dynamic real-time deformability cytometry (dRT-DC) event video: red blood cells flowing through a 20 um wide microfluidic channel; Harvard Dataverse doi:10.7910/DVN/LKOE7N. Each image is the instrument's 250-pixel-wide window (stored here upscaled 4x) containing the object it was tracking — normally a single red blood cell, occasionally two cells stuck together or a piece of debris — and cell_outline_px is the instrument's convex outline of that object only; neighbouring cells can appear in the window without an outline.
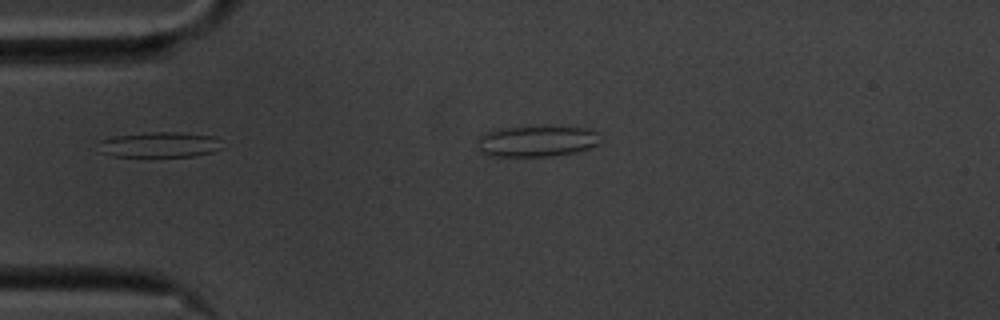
{"species": "common noctule bat (a hibernating species)", "species_latin": "Nyctalus noctula", "temperature_condition": "cold", "stored_images_in_passage": 4, "camera_frame_rate_fps": 3000, "um_per_image_px": 0.085, "animal": {"sex": "male", "body_mass_g": 20.1, "forearm_length_mm": 53.5}, "frame": {"image": 1, "passage_image": 1, "time_ms": 0.0, "image_size_px": [1000, 320], "cell_outline_px": [[224, 148], [212, 152], [192, 156], [112, 156], [100, 152], [100, 140], [116, 136], [152, 132], [176, 132], [216, 136]], "centroid_in_image_um": [13.61, 12.3], "position_along_channel_um": 71.4, "area_um2": 18.15}}